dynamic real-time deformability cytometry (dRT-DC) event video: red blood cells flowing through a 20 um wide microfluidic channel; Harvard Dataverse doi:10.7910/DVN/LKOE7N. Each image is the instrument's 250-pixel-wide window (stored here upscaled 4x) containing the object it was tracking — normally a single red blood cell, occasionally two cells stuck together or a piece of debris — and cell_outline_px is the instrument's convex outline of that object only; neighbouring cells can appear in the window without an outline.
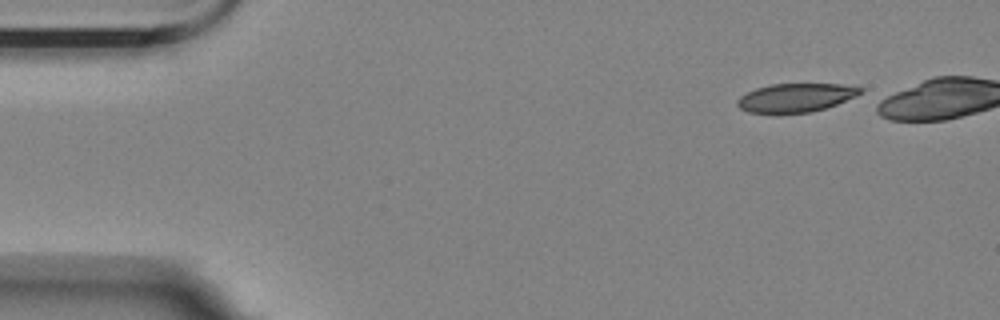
{"species": "Egyptian fruit bat (a non-hibernating species)", "species_latin": "Rousettus aegyptiacus", "temperature_condition": "room temperature", "stored_images_in_passage": 44, "camera_frame_rate_fps": 3000, "um_per_image_px": 0.085, "animal": {"sex": "female"}, "frame": {"image": 1, "passage_image": 1, "time_ms": 0.0, "image_size_px": [1000, 320], "cell_outline_px": [[864, 92], [856, 96], [836, 104], [812, 112], [748, 112], [740, 108], [736, 104], [736, 100], [740, 96], [756, 88], [772, 84], [856, 84], [864, 88]], "centroid_in_image_um": [67.71, 8.27], "position_along_channel_um": 17.3, "area_um2": 20.46}}
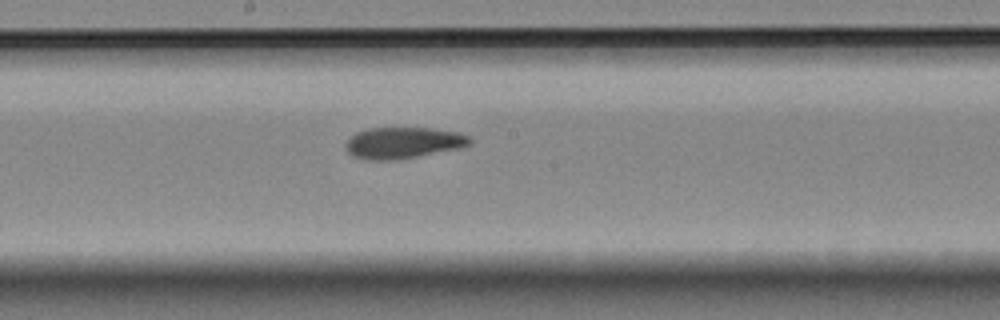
{"frame": {"image": 2, "passage_image": 25, "time_ms": 8.0, "image_size_px": [1000, 320], "cell_outline_px": [[472, 144], [456, 148], [396, 160], [368, 160], [352, 156], [344, 148], [344, 144], [356, 132], [368, 128], [432, 128], [456, 132], [472, 136]], "centroid_in_image_um": [34.24, 12.13], "position_along_channel_um": 214.0, "area_um2": 22.6}}
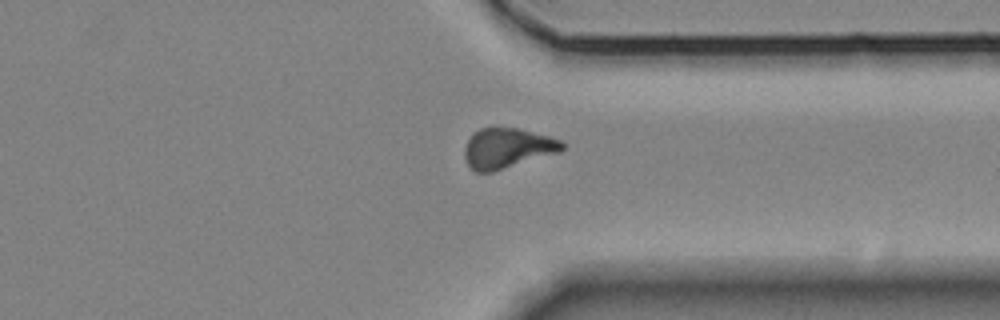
{"frame": {"image": 3, "passage_image": 38, "time_ms": 12.333, "image_size_px": [1000, 320], "cell_outline_px": [[564, 148], [560, 152], [492, 172], [476, 172], [468, 164], [464, 156], [464, 148], [468, 140], [480, 128], [516, 128], [548, 136], [560, 140], [564, 144]], "centroid_in_image_um": [43.12, 12.61], "position_along_channel_um": 368.3, "area_um2": 22.48}, "authors_computed_cell_mechanics": {"area_um2": 22.7732, "velocity_mm_per_s": 3.5765, "shape_relaxation_time_tau1_ms": 11.3308, "shape_relaxation_time_tau2_ms": 7.8416, "deformation_change_tau1": 0.2099, "deformation_change_tau2": 0.1351}}